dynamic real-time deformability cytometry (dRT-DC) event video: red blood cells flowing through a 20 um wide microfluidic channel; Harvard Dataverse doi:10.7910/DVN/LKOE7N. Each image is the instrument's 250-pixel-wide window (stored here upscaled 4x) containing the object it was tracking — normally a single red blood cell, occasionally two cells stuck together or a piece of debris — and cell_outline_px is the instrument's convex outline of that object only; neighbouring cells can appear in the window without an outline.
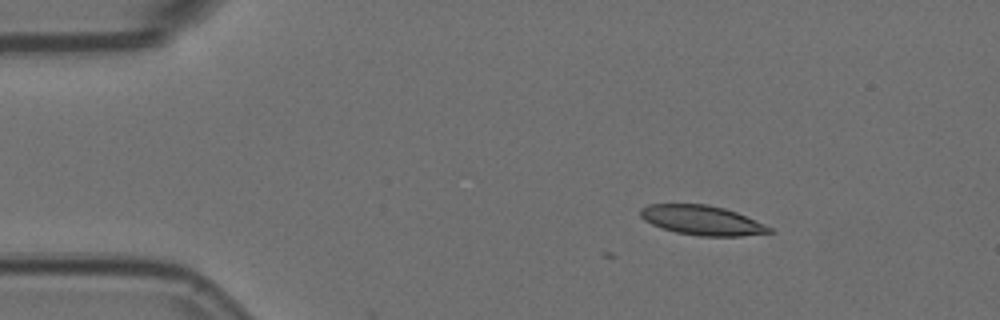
{"species": "Egyptian fruit bat (a non-hibernating species)", "species_latin": "Rousettus aegyptiacus", "temperature_condition": "room temperature", "stored_images_in_passage": 7, "camera_frame_rate_fps": 3000, "um_per_image_px": 0.085, "animal": {"sex": "female"}, "frame": {"image": 1, "passage_image": 7, "time_ms": 2.0, "image_size_px": [1000, 320], "cell_outline_px": [[776, 232], [740, 236], [700, 236], [676, 232], [652, 224], [644, 220], [640, 216], [640, 208], [648, 204], [708, 204], [724, 208], [736, 212], [764, 224], [772, 228]], "centroid_in_image_um": [59.68, 18.72], "position_along_channel_um": 25.3, "area_um2": 22.14}}